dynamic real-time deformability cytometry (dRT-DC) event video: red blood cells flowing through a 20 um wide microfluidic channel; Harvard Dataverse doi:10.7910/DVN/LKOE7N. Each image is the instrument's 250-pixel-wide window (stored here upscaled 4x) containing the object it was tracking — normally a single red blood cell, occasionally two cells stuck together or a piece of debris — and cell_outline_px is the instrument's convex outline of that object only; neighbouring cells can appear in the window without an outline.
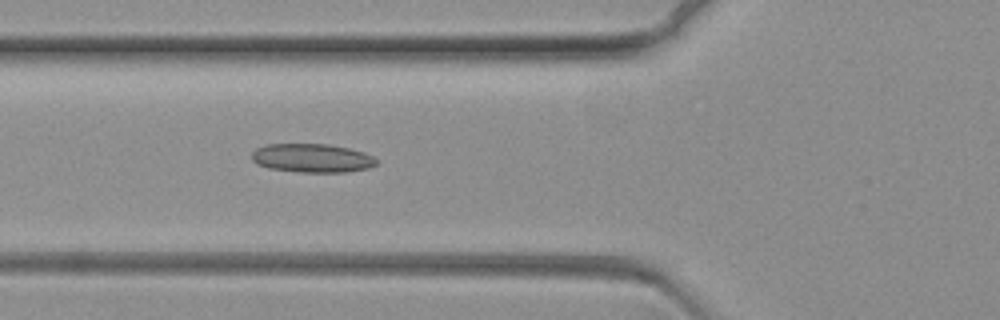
{"species": "common noctule bat (a hibernating species)", "species_latin": "Nyctalus noctula", "temperature_condition": "warm", "stored_images_in_passage": 33, "camera_frame_rate_fps": 3000, "um_per_image_px": 0.085, "animal": {"sex": "female", "body_mass_g": 19.3, "forearm_length_mm": 54.1}, "frame": {"image": 1, "passage_image": 10, "time_ms": 3.0, "image_size_px": [1000, 320], "cell_outline_px": [[380, 160], [376, 164], [368, 168], [348, 172], [300, 172], [268, 168], [256, 164], [252, 160], [252, 152], [256, 148], [268, 144], [328, 144], [348, 148], [364, 152]], "centroid_in_image_um": [26.53, 13.44], "position_along_channel_um": 99.3, "area_um2": 20.98}}